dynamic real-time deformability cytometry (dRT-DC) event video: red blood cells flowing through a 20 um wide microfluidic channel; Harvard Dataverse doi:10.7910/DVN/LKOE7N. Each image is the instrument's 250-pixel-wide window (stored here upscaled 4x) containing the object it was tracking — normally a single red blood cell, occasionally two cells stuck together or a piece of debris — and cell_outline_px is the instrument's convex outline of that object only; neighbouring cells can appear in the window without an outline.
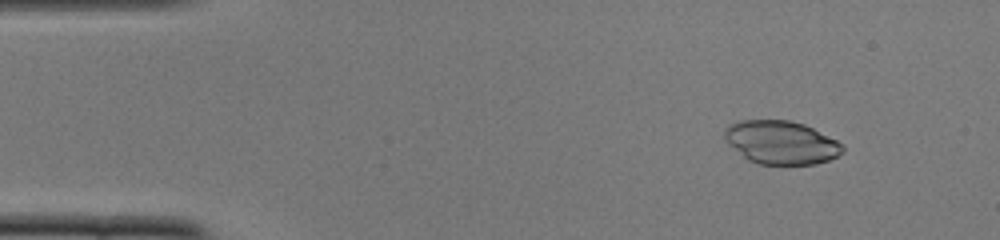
{"species": "common noctule bat (a hibernating species)", "species_latin": "Nyctalus noctula", "temperature_condition": "cold", "stored_images_in_passage": 11, "camera_frame_rate_fps": 3000, "um_per_image_px": 0.085, "animal": {"sex": "female", "body_mass_g": 22.0, "forearm_length_mm": 56.7}, "frame": {"image": 1, "passage_image": 4, "time_ms": 1.0, "image_size_px": [1000, 240], "cell_outline_px": [[844, 152], [828, 160], [816, 164], [760, 164], [748, 160], [728, 144], [724, 136], [724, 132], [728, 124], [736, 120], [788, 120], [804, 124], [844, 144]], "centroid_in_image_um": [66.38, 12.1], "position_along_channel_um": 18.6, "area_um2": 29.82}}